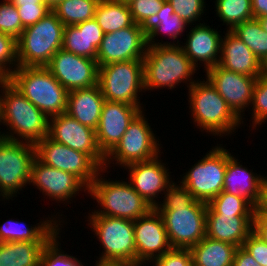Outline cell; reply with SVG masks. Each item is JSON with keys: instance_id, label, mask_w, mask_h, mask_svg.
<instances>
[{"instance_id": "6da1fadb", "label": "cell", "mask_w": 267, "mask_h": 266, "mask_svg": "<svg viewBox=\"0 0 267 266\" xmlns=\"http://www.w3.org/2000/svg\"><path fill=\"white\" fill-rule=\"evenodd\" d=\"M0 88V125L10 129L9 132H3L2 137L36 144L48 136L49 117L34 106L8 79H0Z\"/></svg>"}, {"instance_id": "7a4b0ae2", "label": "cell", "mask_w": 267, "mask_h": 266, "mask_svg": "<svg viewBox=\"0 0 267 266\" xmlns=\"http://www.w3.org/2000/svg\"><path fill=\"white\" fill-rule=\"evenodd\" d=\"M196 71L180 44L147 47L143 58L144 92L161 87L172 90L182 82L189 88L196 81L192 79Z\"/></svg>"}, {"instance_id": "3957f363", "label": "cell", "mask_w": 267, "mask_h": 266, "mask_svg": "<svg viewBox=\"0 0 267 266\" xmlns=\"http://www.w3.org/2000/svg\"><path fill=\"white\" fill-rule=\"evenodd\" d=\"M188 90L193 123L201 131L224 137L231 135L242 124L207 79L195 81Z\"/></svg>"}, {"instance_id": "277c9868", "label": "cell", "mask_w": 267, "mask_h": 266, "mask_svg": "<svg viewBox=\"0 0 267 266\" xmlns=\"http://www.w3.org/2000/svg\"><path fill=\"white\" fill-rule=\"evenodd\" d=\"M8 80L49 118L66 113L68 91L46 67L19 66Z\"/></svg>"}, {"instance_id": "5b68a950", "label": "cell", "mask_w": 267, "mask_h": 266, "mask_svg": "<svg viewBox=\"0 0 267 266\" xmlns=\"http://www.w3.org/2000/svg\"><path fill=\"white\" fill-rule=\"evenodd\" d=\"M64 28L52 11L34 25L24 28L17 39L19 66L45 67L62 48Z\"/></svg>"}, {"instance_id": "8992f818", "label": "cell", "mask_w": 267, "mask_h": 266, "mask_svg": "<svg viewBox=\"0 0 267 266\" xmlns=\"http://www.w3.org/2000/svg\"><path fill=\"white\" fill-rule=\"evenodd\" d=\"M101 175L99 172L88 189V194L98 202L100 209L89 214L135 221L153 208L133 189L130 182L110 179L108 181L106 178L103 179Z\"/></svg>"}, {"instance_id": "52a82bcc", "label": "cell", "mask_w": 267, "mask_h": 266, "mask_svg": "<svg viewBox=\"0 0 267 266\" xmlns=\"http://www.w3.org/2000/svg\"><path fill=\"white\" fill-rule=\"evenodd\" d=\"M88 219L104 250L96 263L137 265L133 220L98 214H90Z\"/></svg>"}, {"instance_id": "ba28073f", "label": "cell", "mask_w": 267, "mask_h": 266, "mask_svg": "<svg viewBox=\"0 0 267 266\" xmlns=\"http://www.w3.org/2000/svg\"><path fill=\"white\" fill-rule=\"evenodd\" d=\"M98 84L105 100L139 107L144 90L143 60H129L99 66Z\"/></svg>"}, {"instance_id": "9c48e42d", "label": "cell", "mask_w": 267, "mask_h": 266, "mask_svg": "<svg viewBox=\"0 0 267 266\" xmlns=\"http://www.w3.org/2000/svg\"><path fill=\"white\" fill-rule=\"evenodd\" d=\"M155 208L163 219L172 248L190 249L206 236L207 203L194 200L189 206Z\"/></svg>"}, {"instance_id": "30bf717a", "label": "cell", "mask_w": 267, "mask_h": 266, "mask_svg": "<svg viewBox=\"0 0 267 266\" xmlns=\"http://www.w3.org/2000/svg\"><path fill=\"white\" fill-rule=\"evenodd\" d=\"M36 158L35 144L0 139V197L6 201L16 197L30 185L32 162Z\"/></svg>"}, {"instance_id": "8fae6325", "label": "cell", "mask_w": 267, "mask_h": 266, "mask_svg": "<svg viewBox=\"0 0 267 266\" xmlns=\"http://www.w3.org/2000/svg\"><path fill=\"white\" fill-rule=\"evenodd\" d=\"M143 112L134 118L117 145L105 156L104 169H107L112 161L124 168L135 162L148 161L161 153V144Z\"/></svg>"}, {"instance_id": "7c38bea8", "label": "cell", "mask_w": 267, "mask_h": 266, "mask_svg": "<svg viewBox=\"0 0 267 266\" xmlns=\"http://www.w3.org/2000/svg\"><path fill=\"white\" fill-rule=\"evenodd\" d=\"M215 146L194 166L189 168L181 182L195 200L209 203L223 191L228 150Z\"/></svg>"}, {"instance_id": "4fadbf2b", "label": "cell", "mask_w": 267, "mask_h": 266, "mask_svg": "<svg viewBox=\"0 0 267 266\" xmlns=\"http://www.w3.org/2000/svg\"><path fill=\"white\" fill-rule=\"evenodd\" d=\"M36 158L43 164L72 173L88 188L96 179L101 168L88 154L76 151L66 145L57 143L48 136L35 144Z\"/></svg>"}, {"instance_id": "5bb4252c", "label": "cell", "mask_w": 267, "mask_h": 266, "mask_svg": "<svg viewBox=\"0 0 267 266\" xmlns=\"http://www.w3.org/2000/svg\"><path fill=\"white\" fill-rule=\"evenodd\" d=\"M69 92L98 84L99 66L96 59L85 58L59 49L45 66Z\"/></svg>"}, {"instance_id": "9a60e30c", "label": "cell", "mask_w": 267, "mask_h": 266, "mask_svg": "<svg viewBox=\"0 0 267 266\" xmlns=\"http://www.w3.org/2000/svg\"><path fill=\"white\" fill-rule=\"evenodd\" d=\"M48 137L57 143L88 154L101 168H104L105 155L98 147L95 130L82 125L67 113L49 118Z\"/></svg>"}, {"instance_id": "2e32d148", "label": "cell", "mask_w": 267, "mask_h": 266, "mask_svg": "<svg viewBox=\"0 0 267 266\" xmlns=\"http://www.w3.org/2000/svg\"><path fill=\"white\" fill-rule=\"evenodd\" d=\"M147 47V37L140 25L134 23L116 32L104 34L96 61L98 66H103L108 63L143 60Z\"/></svg>"}, {"instance_id": "e0dca14e", "label": "cell", "mask_w": 267, "mask_h": 266, "mask_svg": "<svg viewBox=\"0 0 267 266\" xmlns=\"http://www.w3.org/2000/svg\"><path fill=\"white\" fill-rule=\"evenodd\" d=\"M205 73L206 79L226 101L233 113L242 120L243 124V112L251 105L257 78L226 70L219 64Z\"/></svg>"}, {"instance_id": "ac0fdd59", "label": "cell", "mask_w": 267, "mask_h": 266, "mask_svg": "<svg viewBox=\"0 0 267 266\" xmlns=\"http://www.w3.org/2000/svg\"><path fill=\"white\" fill-rule=\"evenodd\" d=\"M137 265L153 262L172 248L160 213L152 208L134 221Z\"/></svg>"}, {"instance_id": "d6986e66", "label": "cell", "mask_w": 267, "mask_h": 266, "mask_svg": "<svg viewBox=\"0 0 267 266\" xmlns=\"http://www.w3.org/2000/svg\"><path fill=\"white\" fill-rule=\"evenodd\" d=\"M30 184L52 200L70 202L79 191L88 192V187L75 175L52 168L35 158L32 162ZM83 189V190H82Z\"/></svg>"}, {"instance_id": "ffe728a7", "label": "cell", "mask_w": 267, "mask_h": 266, "mask_svg": "<svg viewBox=\"0 0 267 266\" xmlns=\"http://www.w3.org/2000/svg\"><path fill=\"white\" fill-rule=\"evenodd\" d=\"M160 155L148 161L135 162L124 167L126 170L128 169V173L130 172L128 177H130L129 182L133 189L153 208L159 204L156 201L159 193L164 194L173 182L170 177L171 172L160 160Z\"/></svg>"}, {"instance_id": "44dd1931", "label": "cell", "mask_w": 267, "mask_h": 266, "mask_svg": "<svg viewBox=\"0 0 267 266\" xmlns=\"http://www.w3.org/2000/svg\"><path fill=\"white\" fill-rule=\"evenodd\" d=\"M141 111L139 107L123 102L104 101L95 132L98 147L105 156L117 145Z\"/></svg>"}, {"instance_id": "7402d4cb", "label": "cell", "mask_w": 267, "mask_h": 266, "mask_svg": "<svg viewBox=\"0 0 267 266\" xmlns=\"http://www.w3.org/2000/svg\"><path fill=\"white\" fill-rule=\"evenodd\" d=\"M190 29L185 45L180 46L193 65L197 68L199 61L204 64L206 72L219 63L222 42L220 32L205 23H198Z\"/></svg>"}, {"instance_id": "603a6c76", "label": "cell", "mask_w": 267, "mask_h": 266, "mask_svg": "<svg viewBox=\"0 0 267 266\" xmlns=\"http://www.w3.org/2000/svg\"><path fill=\"white\" fill-rule=\"evenodd\" d=\"M267 176L255 174L253 170L243 167L238 159L228 151V161L224 176L223 191L241 196L257 207L262 187Z\"/></svg>"}, {"instance_id": "cb8c5ba5", "label": "cell", "mask_w": 267, "mask_h": 266, "mask_svg": "<svg viewBox=\"0 0 267 266\" xmlns=\"http://www.w3.org/2000/svg\"><path fill=\"white\" fill-rule=\"evenodd\" d=\"M221 42L219 65L235 73L258 78L261 62L231 30H226Z\"/></svg>"}, {"instance_id": "d4e9b609", "label": "cell", "mask_w": 267, "mask_h": 266, "mask_svg": "<svg viewBox=\"0 0 267 266\" xmlns=\"http://www.w3.org/2000/svg\"><path fill=\"white\" fill-rule=\"evenodd\" d=\"M104 34L95 18L65 26L62 48L78 56L96 59Z\"/></svg>"}, {"instance_id": "484cf974", "label": "cell", "mask_w": 267, "mask_h": 266, "mask_svg": "<svg viewBox=\"0 0 267 266\" xmlns=\"http://www.w3.org/2000/svg\"><path fill=\"white\" fill-rule=\"evenodd\" d=\"M105 101L99 84L68 92L66 113L82 125L97 129Z\"/></svg>"}, {"instance_id": "4316f807", "label": "cell", "mask_w": 267, "mask_h": 266, "mask_svg": "<svg viewBox=\"0 0 267 266\" xmlns=\"http://www.w3.org/2000/svg\"><path fill=\"white\" fill-rule=\"evenodd\" d=\"M254 215H206V236L237 247L253 231Z\"/></svg>"}, {"instance_id": "83f0119b", "label": "cell", "mask_w": 267, "mask_h": 266, "mask_svg": "<svg viewBox=\"0 0 267 266\" xmlns=\"http://www.w3.org/2000/svg\"><path fill=\"white\" fill-rule=\"evenodd\" d=\"M188 23L182 20L175 12L171 4L165 0L160 11L148 17L140 24L144 35L147 37V46L156 45H179L178 36H182V32L188 27ZM168 35L172 42H156V37L161 33ZM175 40V41H174ZM177 40V43H175Z\"/></svg>"}, {"instance_id": "f1b7e54d", "label": "cell", "mask_w": 267, "mask_h": 266, "mask_svg": "<svg viewBox=\"0 0 267 266\" xmlns=\"http://www.w3.org/2000/svg\"><path fill=\"white\" fill-rule=\"evenodd\" d=\"M58 217L47 218L36 225L29 226L16 220H6L0 225V243L16 241H50L61 232L59 225L62 222ZM49 219V220H48ZM57 220V221H56Z\"/></svg>"}, {"instance_id": "f546056e", "label": "cell", "mask_w": 267, "mask_h": 266, "mask_svg": "<svg viewBox=\"0 0 267 266\" xmlns=\"http://www.w3.org/2000/svg\"><path fill=\"white\" fill-rule=\"evenodd\" d=\"M237 248L231 243L205 236L189 250L193 266H233Z\"/></svg>"}, {"instance_id": "4dcf8cb0", "label": "cell", "mask_w": 267, "mask_h": 266, "mask_svg": "<svg viewBox=\"0 0 267 266\" xmlns=\"http://www.w3.org/2000/svg\"><path fill=\"white\" fill-rule=\"evenodd\" d=\"M49 241L0 243V266H40V258Z\"/></svg>"}, {"instance_id": "1f68e13d", "label": "cell", "mask_w": 267, "mask_h": 266, "mask_svg": "<svg viewBox=\"0 0 267 266\" xmlns=\"http://www.w3.org/2000/svg\"><path fill=\"white\" fill-rule=\"evenodd\" d=\"M94 18L105 34L134 24L129 5L115 0H100Z\"/></svg>"}, {"instance_id": "d6a6232c", "label": "cell", "mask_w": 267, "mask_h": 266, "mask_svg": "<svg viewBox=\"0 0 267 266\" xmlns=\"http://www.w3.org/2000/svg\"><path fill=\"white\" fill-rule=\"evenodd\" d=\"M100 0H62L52 12L65 26L93 19Z\"/></svg>"}, {"instance_id": "836d02e7", "label": "cell", "mask_w": 267, "mask_h": 266, "mask_svg": "<svg viewBox=\"0 0 267 266\" xmlns=\"http://www.w3.org/2000/svg\"><path fill=\"white\" fill-rule=\"evenodd\" d=\"M262 63L267 58V33L257 18L246 20L231 30Z\"/></svg>"}, {"instance_id": "e575fe53", "label": "cell", "mask_w": 267, "mask_h": 266, "mask_svg": "<svg viewBox=\"0 0 267 266\" xmlns=\"http://www.w3.org/2000/svg\"><path fill=\"white\" fill-rule=\"evenodd\" d=\"M254 211L245 198L222 191L207 204L206 215H254Z\"/></svg>"}, {"instance_id": "d590c367", "label": "cell", "mask_w": 267, "mask_h": 266, "mask_svg": "<svg viewBox=\"0 0 267 266\" xmlns=\"http://www.w3.org/2000/svg\"><path fill=\"white\" fill-rule=\"evenodd\" d=\"M215 12L228 30L253 17L251 0H216Z\"/></svg>"}, {"instance_id": "8d00e7d4", "label": "cell", "mask_w": 267, "mask_h": 266, "mask_svg": "<svg viewBox=\"0 0 267 266\" xmlns=\"http://www.w3.org/2000/svg\"><path fill=\"white\" fill-rule=\"evenodd\" d=\"M58 235H60V232L44 247L40 258V266H83L77 257L65 254L61 250V243L58 241L61 236Z\"/></svg>"}, {"instance_id": "74e56055", "label": "cell", "mask_w": 267, "mask_h": 266, "mask_svg": "<svg viewBox=\"0 0 267 266\" xmlns=\"http://www.w3.org/2000/svg\"><path fill=\"white\" fill-rule=\"evenodd\" d=\"M18 67L17 40L0 32V79H8Z\"/></svg>"}, {"instance_id": "f35d334b", "label": "cell", "mask_w": 267, "mask_h": 266, "mask_svg": "<svg viewBox=\"0 0 267 266\" xmlns=\"http://www.w3.org/2000/svg\"><path fill=\"white\" fill-rule=\"evenodd\" d=\"M251 107L252 127L256 129L257 125L260 126L267 121V78L262 75L256 80Z\"/></svg>"}, {"instance_id": "ab89813d", "label": "cell", "mask_w": 267, "mask_h": 266, "mask_svg": "<svg viewBox=\"0 0 267 266\" xmlns=\"http://www.w3.org/2000/svg\"><path fill=\"white\" fill-rule=\"evenodd\" d=\"M13 4L24 28L34 25L52 11L43 0H15Z\"/></svg>"}, {"instance_id": "60d3db41", "label": "cell", "mask_w": 267, "mask_h": 266, "mask_svg": "<svg viewBox=\"0 0 267 266\" xmlns=\"http://www.w3.org/2000/svg\"><path fill=\"white\" fill-rule=\"evenodd\" d=\"M23 30L16 6L13 3L0 2V32L17 40Z\"/></svg>"}, {"instance_id": "b9f144b4", "label": "cell", "mask_w": 267, "mask_h": 266, "mask_svg": "<svg viewBox=\"0 0 267 266\" xmlns=\"http://www.w3.org/2000/svg\"><path fill=\"white\" fill-rule=\"evenodd\" d=\"M174 9V12L186 23L192 25L205 13V0H167Z\"/></svg>"}, {"instance_id": "7bdbcfd3", "label": "cell", "mask_w": 267, "mask_h": 266, "mask_svg": "<svg viewBox=\"0 0 267 266\" xmlns=\"http://www.w3.org/2000/svg\"><path fill=\"white\" fill-rule=\"evenodd\" d=\"M165 197V198H164ZM163 201L156 207L189 206L195 199L186 187L180 182H172L164 193Z\"/></svg>"}, {"instance_id": "ee69618b", "label": "cell", "mask_w": 267, "mask_h": 266, "mask_svg": "<svg viewBox=\"0 0 267 266\" xmlns=\"http://www.w3.org/2000/svg\"><path fill=\"white\" fill-rule=\"evenodd\" d=\"M165 0H133L129 5L134 23L140 25L148 17L157 14Z\"/></svg>"}, {"instance_id": "f6af8a7d", "label": "cell", "mask_w": 267, "mask_h": 266, "mask_svg": "<svg viewBox=\"0 0 267 266\" xmlns=\"http://www.w3.org/2000/svg\"><path fill=\"white\" fill-rule=\"evenodd\" d=\"M153 266H193L191 251L187 248H171L152 262Z\"/></svg>"}, {"instance_id": "bcb514c9", "label": "cell", "mask_w": 267, "mask_h": 266, "mask_svg": "<svg viewBox=\"0 0 267 266\" xmlns=\"http://www.w3.org/2000/svg\"><path fill=\"white\" fill-rule=\"evenodd\" d=\"M242 247L249 252L261 266H267V243L253 232L245 239Z\"/></svg>"}, {"instance_id": "7dc6e473", "label": "cell", "mask_w": 267, "mask_h": 266, "mask_svg": "<svg viewBox=\"0 0 267 266\" xmlns=\"http://www.w3.org/2000/svg\"><path fill=\"white\" fill-rule=\"evenodd\" d=\"M252 232L267 243V217L263 216L256 208L254 211Z\"/></svg>"}, {"instance_id": "c3c4849f", "label": "cell", "mask_w": 267, "mask_h": 266, "mask_svg": "<svg viewBox=\"0 0 267 266\" xmlns=\"http://www.w3.org/2000/svg\"><path fill=\"white\" fill-rule=\"evenodd\" d=\"M233 266H261L242 246L236 249Z\"/></svg>"}, {"instance_id": "681fc988", "label": "cell", "mask_w": 267, "mask_h": 266, "mask_svg": "<svg viewBox=\"0 0 267 266\" xmlns=\"http://www.w3.org/2000/svg\"><path fill=\"white\" fill-rule=\"evenodd\" d=\"M254 18L267 17V0H251Z\"/></svg>"}, {"instance_id": "f907efd6", "label": "cell", "mask_w": 267, "mask_h": 266, "mask_svg": "<svg viewBox=\"0 0 267 266\" xmlns=\"http://www.w3.org/2000/svg\"><path fill=\"white\" fill-rule=\"evenodd\" d=\"M256 209L263 216L267 217V179L265 180V182L263 184L261 197H260V200H259V203H258Z\"/></svg>"}, {"instance_id": "816d5d0a", "label": "cell", "mask_w": 267, "mask_h": 266, "mask_svg": "<svg viewBox=\"0 0 267 266\" xmlns=\"http://www.w3.org/2000/svg\"><path fill=\"white\" fill-rule=\"evenodd\" d=\"M95 266H138V265L118 264V263H95Z\"/></svg>"}, {"instance_id": "f5cc1de1", "label": "cell", "mask_w": 267, "mask_h": 266, "mask_svg": "<svg viewBox=\"0 0 267 266\" xmlns=\"http://www.w3.org/2000/svg\"><path fill=\"white\" fill-rule=\"evenodd\" d=\"M62 0H43V2L52 10Z\"/></svg>"}, {"instance_id": "db71d44e", "label": "cell", "mask_w": 267, "mask_h": 266, "mask_svg": "<svg viewBox=\"0 0 267 266\" xmlns=\"http://www.w3.org/2000/svg\"><path fill=\"white\" fill-rule=\"evenodd\" d=\"M262 29L267 33V17L257 18Z\"/></svg>"}, {"instance_id": "11a10c76", "label": "cell", "mask_w": 267, "mask_h": 266, "mask_svg": "<svg viewBox=\"0 0 267 266\" xmlns=\"http://www.w3.org/2000/svg\"><path fill=\"white\" fill-rule=\"evenodd\" d=\"M261 75L267 78V58L261 63Z\"/></svg>"}, {"instance_id": "9f6ffc18", "label": "cell", "mask_w": 267, "mask_h": 266, "mask_svg": "<svg viewBox=\"0 0 267 266\" xmlns=\"http://www.w3.org/2000/svg\"><path fill=\"white\" fill-rule=\"evenodd\" d=\"M117 2H122V3H125V4H130L133 0H115Z\"/></svg>"}, {"instance_id": "6f0895ef", "label": "cell", "mask_w": 267, "mask_h": 266, "mask_svg": "<svg viewBox=\"0 0 267 266\" xmlns=\"http://www.w3.org/2000/svg\"><path fill=\"white\" fill-rule=\"evenodd\" d=\"M15 0H3V2L13 3Z\"/></svg>"}]
</instances>
